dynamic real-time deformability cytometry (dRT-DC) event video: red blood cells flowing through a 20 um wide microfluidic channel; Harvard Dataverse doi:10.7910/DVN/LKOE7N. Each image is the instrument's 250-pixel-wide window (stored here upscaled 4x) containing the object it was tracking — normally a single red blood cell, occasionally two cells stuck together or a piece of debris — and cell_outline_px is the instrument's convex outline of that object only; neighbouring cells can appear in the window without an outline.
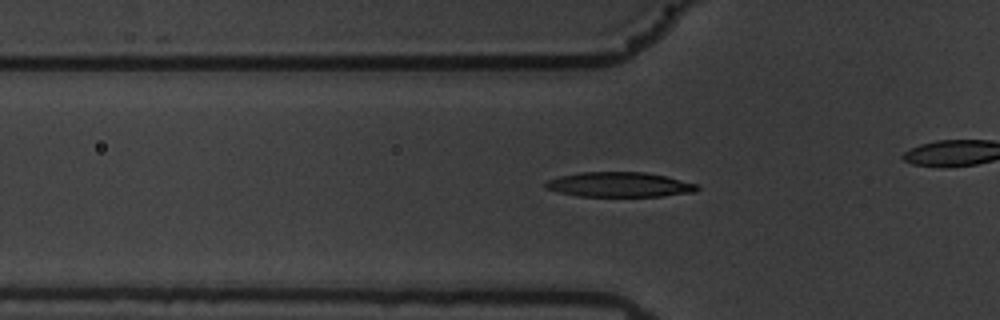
{"species": "common noctule bat (a hibernating species)", "species_latin": "Nyctalus noctula", "temperature_condition": "warm", "stored_images_in_passage": 44, "camera_frame_rate_fps": 3000, "um_per_image_px": 0.085, "animal": {"sex": "male", "body_mass_g": 19.5, "forearm_length_mm": 54.6}, "frame": {"image": 1, "passage_image": 17, "time_ms": 5.333, "image_size_px": [1000, 320], "cell_outline_px": [[700, 188], [696, 192], [664, 196], [576, 196], [544, 188], [544, 184], [548, 180], [560, 176], [580, 172], [648, 172], [668, 176], [700, 184]], "centroid_in_image_um": [52.73, 15.69], "position_along_channel_um": 73.1, "area_um2": 22.25}}
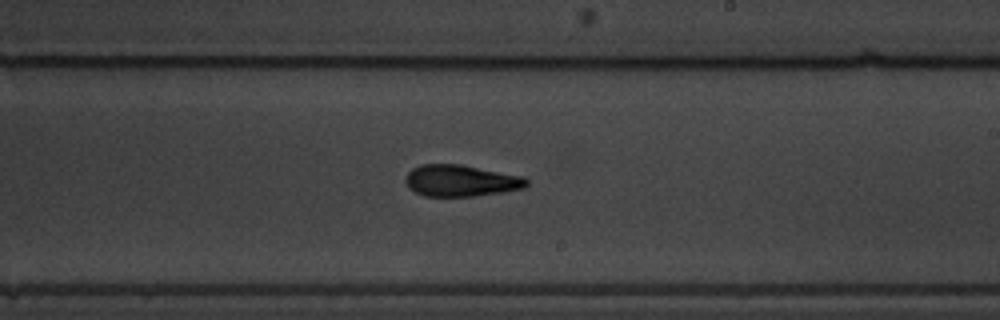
{"frame": {"image": 2, "passage_image": 32, "time_ms": 10.333, "image_size_px": [1000, 320], "cell_outline_px": [[528, 184], [524, 188], [500, 192], [472, 196], [424, 196], [408, 188], [404, 180], [408, 172], [412, 168], [420, 164], [460, 164], [524, 176], [528, 180]], "centroid_in_image_um": [39.15, 15.35], "position_along_channel_um": 249.9, "area_um2": 22.31}}
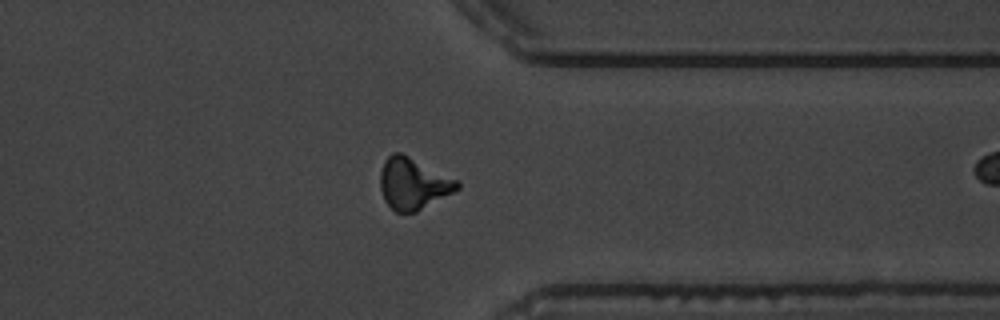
{"frame": {"image": 3, "passage_image": 43, "time_ms": 14.0, "image_size_px": [1000, 320], "cell_outline_px": [[460, 188], [416, 212], [396, 212], [384, 200], [380, 188], [380, 172], [384, 160], [392, 152], [400, 152], [460, 180]], "centroid_in_image_um": [35.12, 15.59], "position_along_channel_um": 376.3, "area_um2": 23.12}}